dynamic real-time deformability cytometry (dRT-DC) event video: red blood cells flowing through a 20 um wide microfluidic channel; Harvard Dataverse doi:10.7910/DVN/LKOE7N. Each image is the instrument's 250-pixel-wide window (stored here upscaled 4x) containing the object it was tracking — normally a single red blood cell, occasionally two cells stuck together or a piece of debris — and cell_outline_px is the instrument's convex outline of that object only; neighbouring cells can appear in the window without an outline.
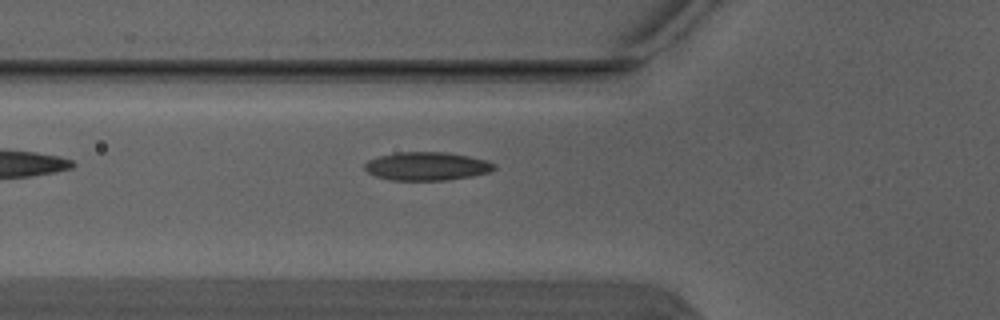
{"species": "Egyptian fruit bat (a non-hibernating species)", "species_latin": "Rousettus aegyptiacus", "temperature_condition": "warm", "stored_images_in_passage": 5, "camera_frame_rate_fps": 3000, "um_per_image_px": 0.085, "animal": {"sex": "male"}, "frame": {"image": 1, "passage_image": 5, "time_ms": 1.333, "image_size_px": [1000, 320], "cell_outline_px": [[496, 168], [488, 172], [472, 176], [448, 180], [392, 180], [376, 176], [368, 172], [364, 168], [364, 164], [368, 160], [380, 156], [396, 152], [444, 152], [468, 156], [488, 160], [496, 164]], "centroid_in_image_um": [36.3, 14.13], "position_along_channel_um": 89.5, "area_um2": 21.39}}